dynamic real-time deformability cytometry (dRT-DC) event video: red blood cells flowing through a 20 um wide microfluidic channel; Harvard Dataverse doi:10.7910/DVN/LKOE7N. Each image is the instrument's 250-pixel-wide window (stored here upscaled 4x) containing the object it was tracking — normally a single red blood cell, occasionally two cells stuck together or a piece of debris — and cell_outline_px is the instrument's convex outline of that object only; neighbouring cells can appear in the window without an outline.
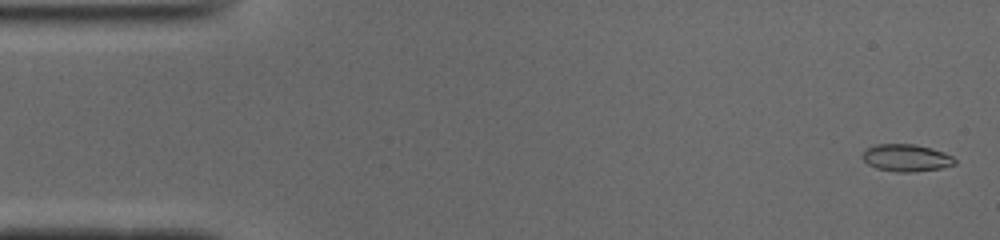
{"species": "common noctule bat (a hibernating species)", "species_latin": "Nyctalus noctula", "temperature_condition": "cold", "stored_images_in_passage": 10, "camera_frame_rate_fps": 3000, "um_per_image_px": 0.085, "animal": {"sex": "male", "body_mass_g": 19.0, "forearm_length_mm": 50.8}, "frame": {"image": 1, "passage_image": 2, "time_ms": 0.333, "image_size_px": [1000, 240], "cell_outline_px": [[956, 164], [940, 168], [912, 172], [896, 172], [876, 168], [868, 164], [860, 156], [864, 148], [876, 144], [916, 144], [932, 148], [944, 152], [952, 156], [956, 160]], "centroid_in_image_um": [77.0, 13.4], "position_along_channel_um": 8.0, "area_um2": 14.85}}